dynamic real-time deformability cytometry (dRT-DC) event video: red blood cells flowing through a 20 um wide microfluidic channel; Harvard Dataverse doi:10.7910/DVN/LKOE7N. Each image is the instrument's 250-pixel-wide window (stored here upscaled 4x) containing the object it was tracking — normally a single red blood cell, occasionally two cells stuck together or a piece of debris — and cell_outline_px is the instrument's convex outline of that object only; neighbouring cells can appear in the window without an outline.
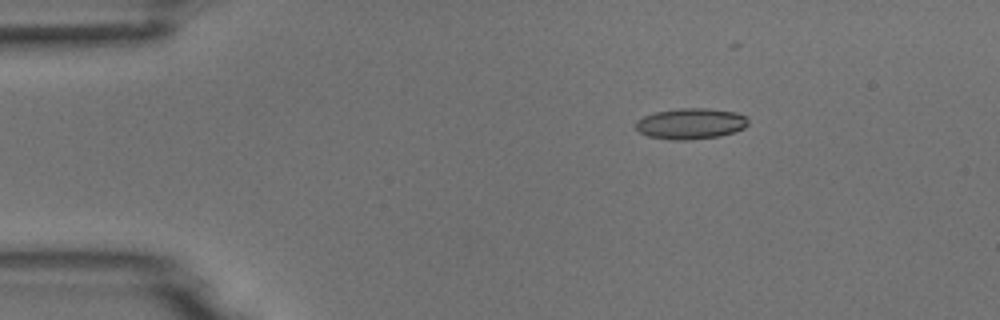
{"species": "common noctule bat (a hibernating species)", "species_latin": "Nyctalus noctula", "temperature_condition": "room temperature", "stored_images_in_passage": 4, "camera_frame_rate_fps": 3000, "um_per_image_px": 0.085, "animal": {"sex": "male", "body_mass_g": 18.8}, "frame": {"image": 1, "passage_image": 2, "time_ms": 0.333, "image_size_px": [1000, 320], "cell_outline_px": [[748, 124], [744, 128], [720, 136], [688, 140], [672, 140], [648, 136], [640, 132], [636, 128], [636, 120], [644, 116], [656, 112], [680, 108], [704, 108], [736, 112], [744, 116], [748, 120]], "centroid_in_image_um": [58.7, 10.51], "position_along_channel_um": 26.3, "area_um2": 20.11}}
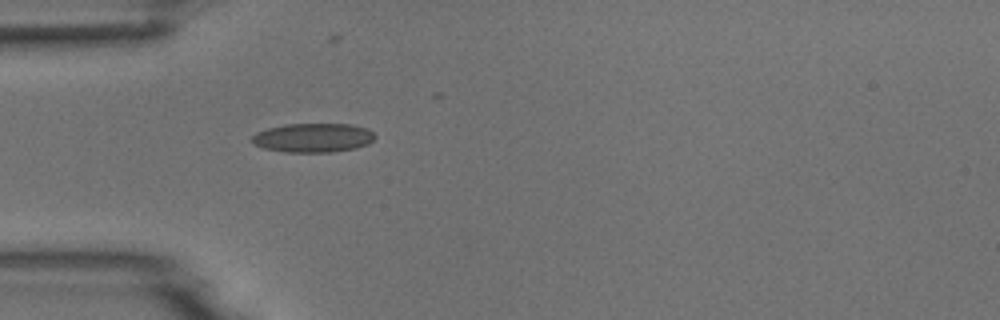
{"frame": {"image": 2, "passage_image": 4, "time_ms": 1.0, "image_size_px": [1000, 320], "cell_outline_px": [[376, 136], [368, 144], [356, 148], [332, 152], [284, 152], [264, 148], [252, 144], [252, 136], [256, 132], [268, 128], [284, 124], [352, 124], [368, 128]], "centroid_in_image_um": [26.61, 11.7], "position_along_channel_um": 58.4, "area_um2": 20.98}}